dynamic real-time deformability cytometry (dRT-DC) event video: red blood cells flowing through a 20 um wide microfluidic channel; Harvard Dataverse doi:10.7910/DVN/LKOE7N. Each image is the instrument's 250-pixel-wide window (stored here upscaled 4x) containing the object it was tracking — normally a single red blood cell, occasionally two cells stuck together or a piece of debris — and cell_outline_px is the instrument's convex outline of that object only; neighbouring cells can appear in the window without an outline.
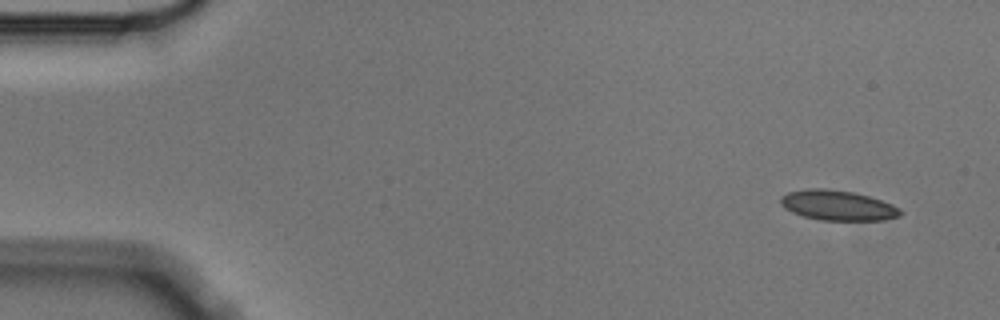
{"species": "Egyptian fruit bat (a non-hibernating species)", "species_latin": "Rousettus aegyptiacus", "temperature_condition": "cold", "stored_images_in_passage": 4, "camera_frame_rate_fps": 3000, "um_per_image_px": 0.085, "animal": {"sex": "male"}, "frame": {"image": 1, "passage_image": 1, "time_ms": 0.0, "image_size_px": [1000, 320], "cell_outline_px": [[904, 212], [900, 216], [884, 220], [820, 220], [804, 216], [792, 212], [784, 208], [780, 204], [780, 196], [788, 192], [812, 188], [824, 188], [852, 192], [868, 196], [892, 204], [900, 208]], "centroid_in_image_um": [71.21, 17.46], "position_along_channel_um": 13.8, "area_um2": 20.98}}
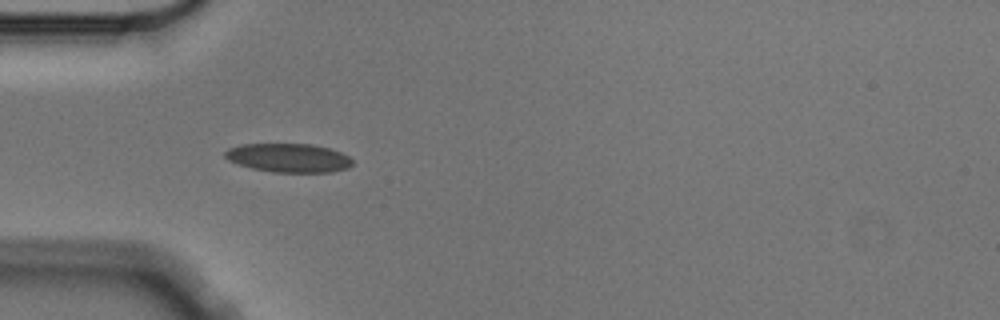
{"frame": {"image": 2, "passage_image": 4, "time_ms": 1.0, "image_size_px": [1000, 320], "cell_outline_px": [[352, 164], [348, 168], [332, 172], [272, 172], [252, 168], [228, 160], [224, 156], [224, 152], [228, 148], [240, 144], [312, 144], [332, 148], [348, 156], [352, 160]], "centroid_in_image_um": [24.54, 13.41], "position_along_channel_um": 60.5, "area_um2": 21.44}}